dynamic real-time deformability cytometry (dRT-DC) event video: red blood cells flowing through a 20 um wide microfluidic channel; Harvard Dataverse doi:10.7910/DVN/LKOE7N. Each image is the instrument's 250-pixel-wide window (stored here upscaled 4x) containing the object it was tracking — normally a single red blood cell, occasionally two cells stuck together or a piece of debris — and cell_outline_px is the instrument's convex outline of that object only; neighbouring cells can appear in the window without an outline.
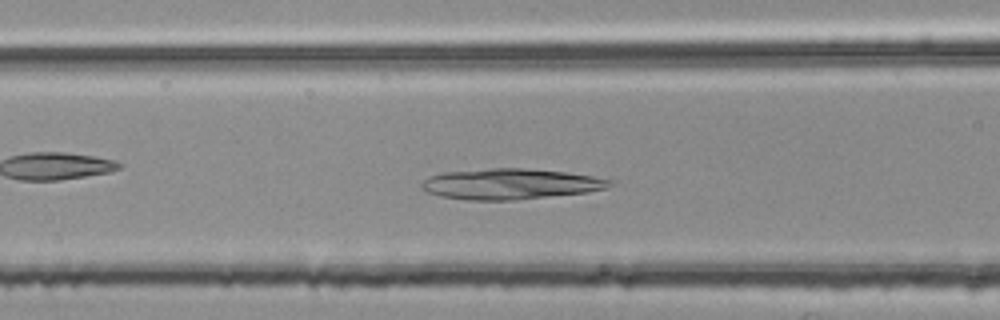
{"species": "common noctule bat (a hibernating species)", "species_latin": "Nyctalus noctula", "temperature_condition": "room temperature", "stored_images_in_passage": 48, "camera_frame_rate_fps": 3000, "um_per_image_px": 0.085, "animal": {"sex": "female", "body_mass_g": 25.1}, "frame": {"image": 1, "passage_image": 18, "time_ms": 5.667, "image_size_px": [1000, 320], "cell_outline_px": [[612, 184], [604, 188], [588, 192], [516, 200], [468, 200], [440, 196], [428, 192], [420, 188], [420, 184], [428, 176], [444, 172], [488, 168], [524, 168], [564, 172], [592, 176], [612, 180]], "centroid_in_image_um": [43.33, 15.64], "position_along_channel_um": 123.3, "area_um2": 33.58}}
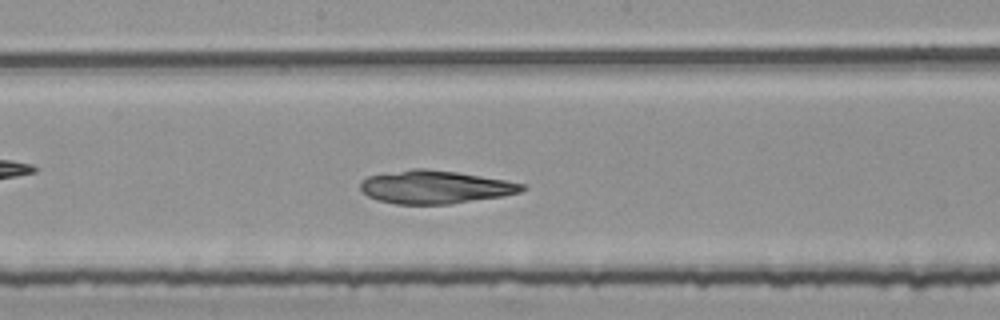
{"frame": {"image": 2, "passage_image": 25, "time_ms": 8.0, "image_size_px": [1000, 320], "cell_outline_px": [[528, 188], [520, 192], [504, 196], [448, 204], [396, 204], [376, 200], [368, 196], [360, 188], [360, 180], [368, 176], [412, 168], [424, 168], [456, 172], [528, 184]], "centroid_in_image_um": [36.99, 15.9], "position_along_channel_um": 211.2, "area_um2": 31.27}}
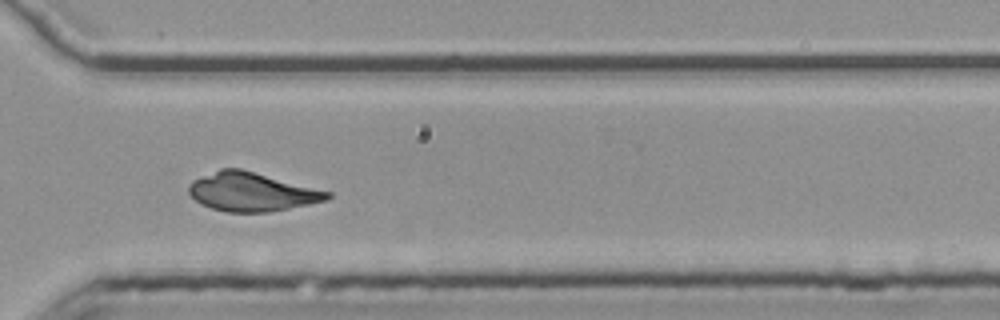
{"frame": {"image": 3, "passage_image": 36, "time_ms": 11.667, "image_size_px": [1000, 320], "cell_outline_px": [[332, 196], [328, 200], [268, 212], [228, 212], [212, 208], [200, 204], [188, 192], [188, 184], [192, 180], [220, 168], [240, 168], [332, 192]], "centroid_in_image_um": [21.38, 16.3], "position_along_channel_um": 349.2, "area_um2": 31.21}}